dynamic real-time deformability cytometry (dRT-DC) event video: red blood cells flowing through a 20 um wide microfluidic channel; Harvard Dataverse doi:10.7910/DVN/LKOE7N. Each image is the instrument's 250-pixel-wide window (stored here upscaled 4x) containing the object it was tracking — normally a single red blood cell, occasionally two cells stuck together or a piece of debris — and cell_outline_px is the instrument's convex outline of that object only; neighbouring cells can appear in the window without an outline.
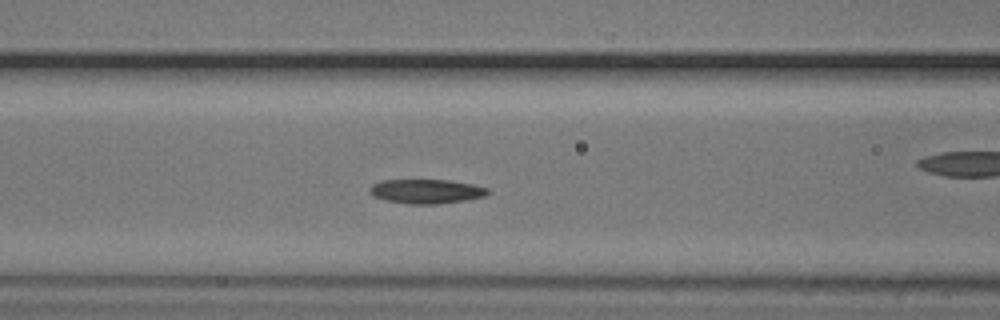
{"species": "common noctule bat (a hibernating species)", "species_latin": "Nyctalus noctula", "temperature_condition": "cold", "stored_images_in_passage": 39, "camera_frame_rate_fps": 3000, "um_per_image_px": 0.085, "animal": {"sex": "male", "body_mass_g": 20.5, "forearm_length_mm": 52.5}, "frame": {"image": 1, "passage_image": 6, "time_ms": 1.667, "image_size_px": [1000, 320], "cell_outline_px": [[492, 192], [484, 196], [468, 200], [440, 204], [408, 204], [384, 200], [372, 196], [368, 192], [368, 188], [372, 184], [384, 180], [448, 180], [472, 184], [488, 188]], "centroid_in_image_um": [36.23, 16.27], "position_along_channel_um": 130.4, "area_um2": 16.99}, "authors_computed_cell_mechanics": {"area_um2": 16.7042, "velocity_mm_per_s": 3.698, "shape_relaxation_time_tau1_ms": null, "shape_relaxation_time_tau2_ms": 7.0502, "deformation_change_tau1": null, "deformation_change_tau2": 0.1253}}